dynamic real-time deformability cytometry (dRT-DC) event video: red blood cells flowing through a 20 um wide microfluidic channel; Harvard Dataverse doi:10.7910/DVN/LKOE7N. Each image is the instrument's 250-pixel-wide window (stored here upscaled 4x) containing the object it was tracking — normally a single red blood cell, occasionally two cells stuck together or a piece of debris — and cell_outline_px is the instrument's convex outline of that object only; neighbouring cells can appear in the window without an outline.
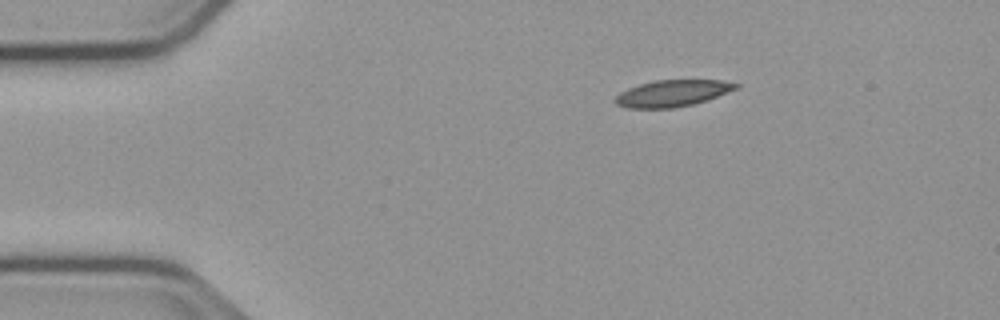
{"species": "common noctule bat (a hibernating species)", "species_latin": "Nyctalus noctula", "temperature_condition": "cold", "stored_images_in_passage": 46, "camera_frame_rate_fps": 3000, "um_per_image_px": 0.085, "animal": {"sex": "male", "body_mass_g": 23.1, "forearm_length_mm": 52.7}, "frame": {"image": 1, "passage_image": 1, "time_ms": 0.0, "image_size_px": [1000, 320], "cell_outline_px": [[740, 88], [692, 104], [672, 108], [628, 108], [616, 104], [612, 100], [620, 92], [628, 88], [640, 84], [656, 80], [720, 80], [740, 84]], "centroid_in_image_um": [57.13, 7.92], "position_along_channel_um": 27.9, "area_um2": 18.55}}
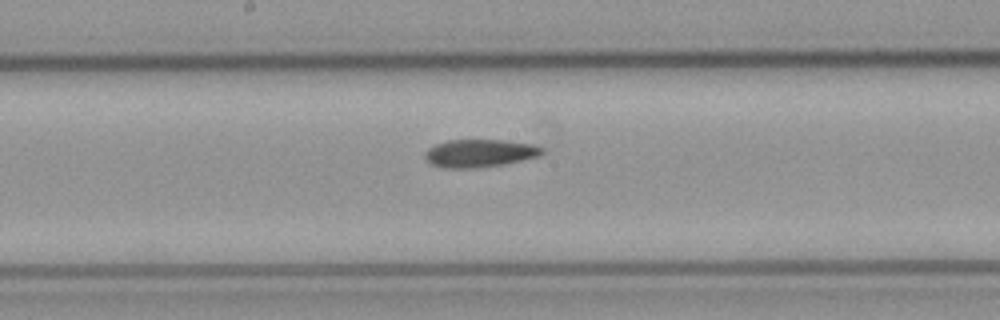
{"frame": {"image": 2, "passage_image": 20, "time_ms": 6.333, "image_size_px": [1000, 320], "cell_outline_px": [[544, 152], [540, 156], [504, 164], [472, 168], [444, 168], [432, 164], [424, 156], [424, 152], [428, 148], [436, 144], [448, 140], [508, 140], [532, 144], [544, 148]], "centroid_in_image_um": [40.79, 13.01], "position_along_channel_um": 207.4, "area_um2": 19.02}}
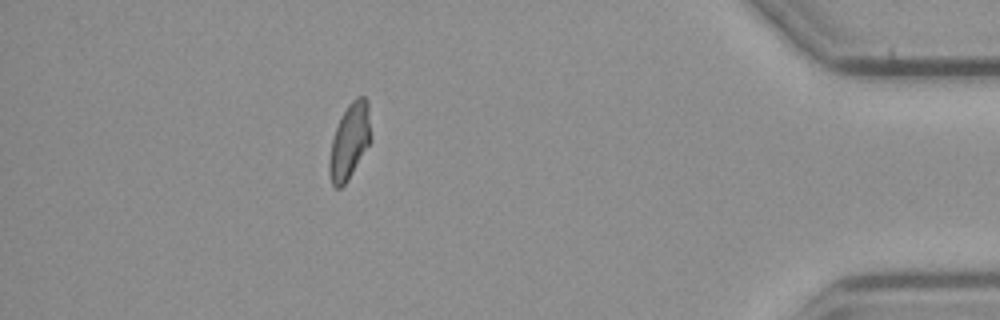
{"frame": {"image": 3, "passage_image": 40, "time_ms": 13.0, "image_size_px": [1000, 320], "cell_outline_px": [[372, 140], [344, 184], [340, 188], [336, 188], [332, 184], [328, 172], [328, 164], [332, 140], [336, 128], [348, 104], [356, 96], [364, 96], [368, 100]], "centroid_in_image_um": [29.73, 11.97], "position_along_channel_um": 405.5, "area_um2": 18.15}, "authors_computed_cell_mechanics": {"area_um2": 18.5827, "velocity_mm_per_s": 3.7542, "shape_relaxation_time_tau1_ms": null, "shape_relaxation_time_tau2_ms": 9.8424, "deformation_change_tau1": null, "deformation_change_tau2": 0.1705}}